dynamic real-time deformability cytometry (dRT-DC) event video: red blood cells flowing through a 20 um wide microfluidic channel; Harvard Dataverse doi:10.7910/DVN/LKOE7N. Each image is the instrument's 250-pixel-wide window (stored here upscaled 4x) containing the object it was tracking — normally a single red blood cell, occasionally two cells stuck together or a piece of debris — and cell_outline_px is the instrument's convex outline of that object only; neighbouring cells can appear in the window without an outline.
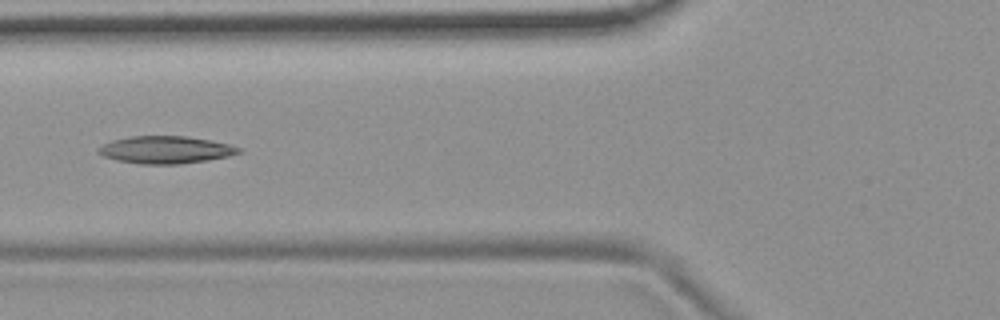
{"species": "common noctule bat (a hibernating species)", "species_latin": "Nyctalus noctula", "temperature_condition": "room temperature", "stored_images_in_passage": 5, "camera_frame_rate_fps": 3000, "um_per_image_px": 0.085, "animal": {"sex": "female", "body_mass_g": 19.9}, "frame": {"image": 1, "passage_image": 5, "time_ms": 5.667, "image_size_px": [1000, 320], "cell_outline_px": [[244, 148], [240, 152], [228, 156], [208, 160], [180, 164], [140, 164], [116, 160], [104, 156], [96, 152], [96, 148], [112, 140], [132, 136], [188, 136], [228, 144]], "centroid_in_image_um": [14.06, 12.73], "position_along_channel_um": 111.7, "area_um2": 22.43}}